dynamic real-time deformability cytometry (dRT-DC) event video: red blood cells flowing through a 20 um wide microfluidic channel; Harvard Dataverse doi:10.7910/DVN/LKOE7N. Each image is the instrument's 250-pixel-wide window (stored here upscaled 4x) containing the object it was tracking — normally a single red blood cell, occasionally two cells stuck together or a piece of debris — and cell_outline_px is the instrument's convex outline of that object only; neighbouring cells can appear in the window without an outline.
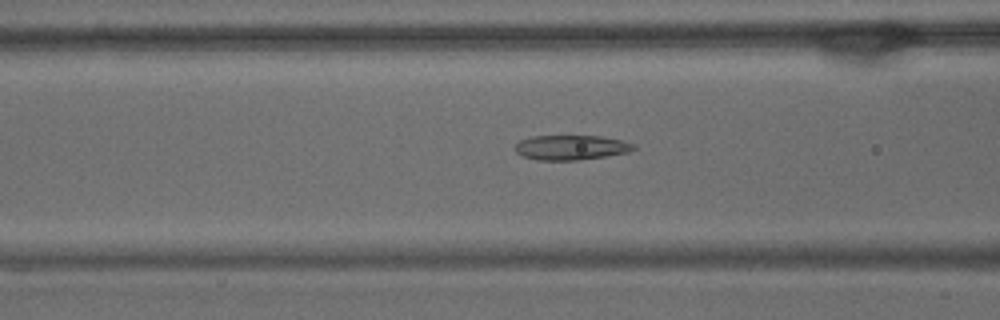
{"species": "common noctule bat (a hibernating species)", "species_latin": "Nyctalus noctula", "temperature_condition": "warm", "stored_images_in_passage": 54, "camera_frame_rate_fps": 3000, "um_per_image_px": 0.085, "animal": {"sex": "male", "body_mass_g": 15.6}, "frame": {"image": 1, "passage_image": 21, "time_ms": 6.667, "image_size_px": [1000, 320], "cell_outline_px": [[636, 148], [628, 152], [580, 160], [536, 160], [524, 156], [516, 152], [516, 144], [520, 140], [532, 136], [604, 136], [636, 144]], "centroid_in_image_um": [48.56, 12.53], "position_along_channel_um": 118.0, "area_um2": 17.05}}
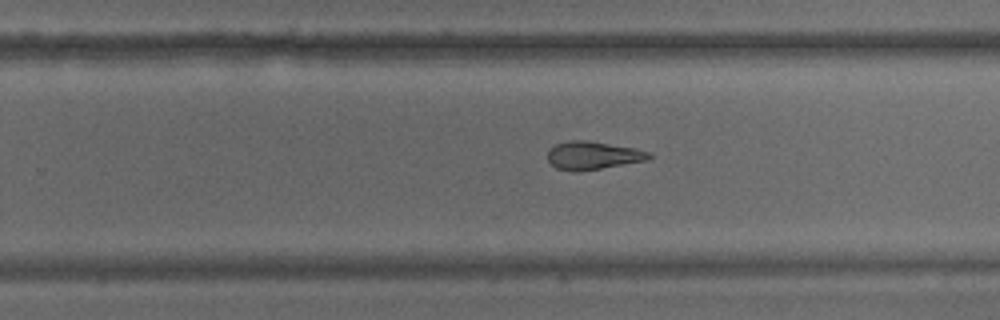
{"frame": {"image": 2, "passage_image": 34, "time_ms": 11.0, "image_size_px": [1000, 320], "cell_outline_px": [[652, 156], [648, 160], [580, 172], [572, 172], [556, 168], [548, 160], [548, 152], [556, 144], [568, 140], [584, 140], [636, 148], [648, 152]], "centroid_in_image_um": [50.39, 13.23], "position_along_channel_um": 279.4, "area_um2": 16.59}}
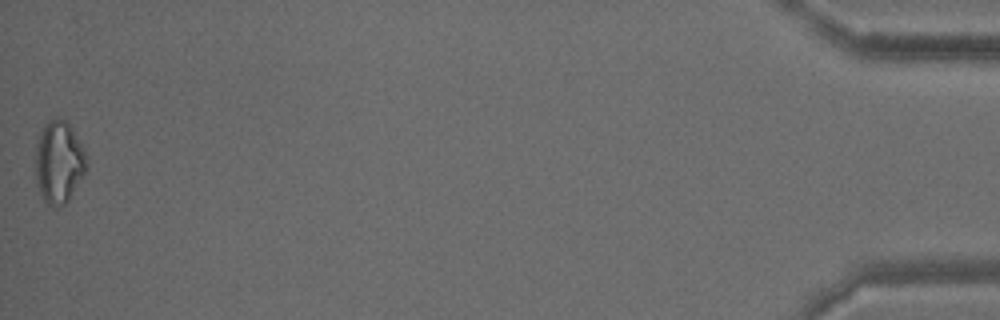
{"frame": {"image": 3, "passage_image": 54, "time_ms": 17.667, "image_size_px": [1000, 320], "cell_outline_px": [[88, 168], [68, 200], [64, 204], [56, 208], [52, 208], [44, 200], [40, 192], [36, 180], [36, 148], [40, 132], [44, 124], [48, 120], [56, 116], [60, 116], [68, 120], [88, 156]], "centroid_in_image_um": [5.03, 13.73], "position_along_channel_um": 430.2, "area_um2": 24.97}, "authors_computed_cell_mechanics": {"area_um2": 19.8832, "velocity_mm_per_s": 3.7205, "shape_relaxation_time_tau1_ms": null, "shape_relaxation_time_tau2_ms": 3.2942, "deformation_change_tau1": null, "deformation_change_tau2": 0.117}}